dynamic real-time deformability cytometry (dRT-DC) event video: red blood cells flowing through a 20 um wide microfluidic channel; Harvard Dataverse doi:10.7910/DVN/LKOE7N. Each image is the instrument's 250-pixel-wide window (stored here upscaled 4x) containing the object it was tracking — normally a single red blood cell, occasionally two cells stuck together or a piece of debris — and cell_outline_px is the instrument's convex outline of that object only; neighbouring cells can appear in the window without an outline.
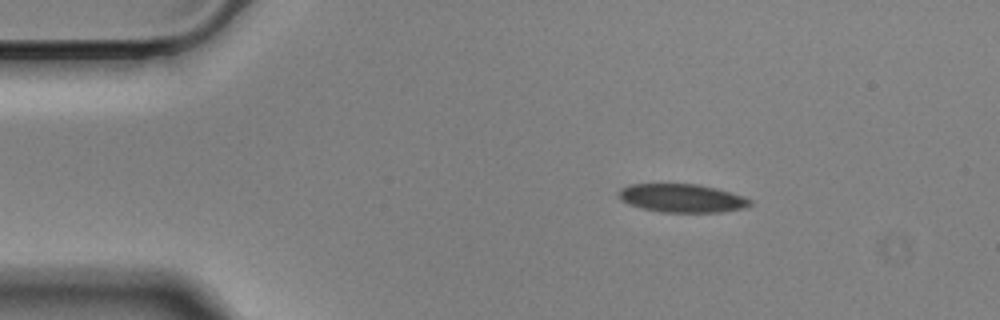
{"species": "Egyptian fruit bat (a non-hibernating species)", "species_latin": "Rousettus aegyptiacus", "temperature_condition": "cold", "stored_images_in_passage": 48, "camera_frame_rate_fps": 3000, "um_per_image_px": 0.085, "animal": {"sex": "male"}, "frame": {"image": 1, "passage_image": 1, "time_ms": 0.0, "image_size_px": [1000, 320], "cell_outline_px": [[752, 204], [748, 208], [720, 212], [660, 212], [640, 208], [628, 204], [620, 200], [616, 192], [620, 188], [628, 184], [696, 184], [716, 188], [752, 200]], "centroid_in_image_um": [57.91, 16.85], "position_along_channel_um": 27.1, "area_um2": 21.91}}
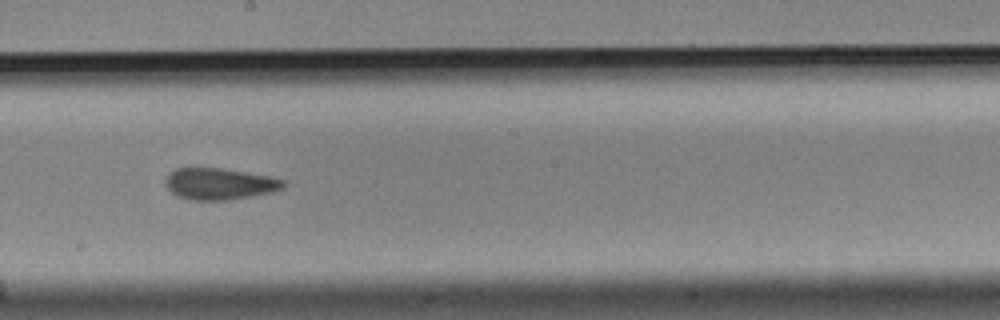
{"frame": {"image": 2, "passage_image": 23, "time_ms": 7.333, "image_size_px": [1000, 320], "cell_outline_px": [[284, 188], [272, 192], [228, 200], [192, 200], [176, 196], [164, 184], [164, 180], [168, 172], [176, 168], [220, 168], [268, 176], [284, 180]], "centroid_in_image_um": [18.6, 15.63], "position_along_channel_um": 229.6, "area_um2": 21.62}}
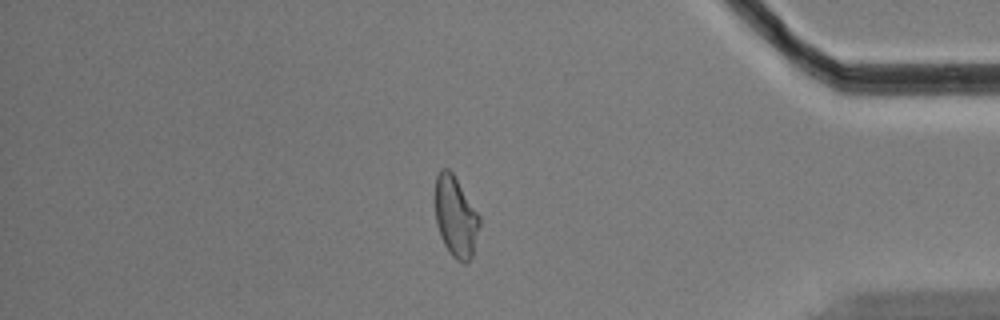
{"frame": {"image": 3, "passage_image": 40, "time_ms": 13.0, "image_size_px": [1000, 320], "cell_outline_px": [[480, 224], [472, 256], [464, 264], [456, 260], [448, 252], [440, 236], [436, 224], [436, 176], [440, 168], [448, 168], [452, 172], [480, 216]], "centroid_in_image_um": [38.73, 18.44], "position_along_channel_um": 396.5, "area_um2": 20.75}, "authors_computed_cell_mechanics": {"area_um2": 21.964, "velocity_mm_per_s": 3.5176, "shape_relaxation_time_tau1_ms": 8.2157, "shape_relaxation_time_tau2_ms": 3.0903, "deformation_change_tau1": 0.1447, "deformation_change_tau2": 0.0955}}